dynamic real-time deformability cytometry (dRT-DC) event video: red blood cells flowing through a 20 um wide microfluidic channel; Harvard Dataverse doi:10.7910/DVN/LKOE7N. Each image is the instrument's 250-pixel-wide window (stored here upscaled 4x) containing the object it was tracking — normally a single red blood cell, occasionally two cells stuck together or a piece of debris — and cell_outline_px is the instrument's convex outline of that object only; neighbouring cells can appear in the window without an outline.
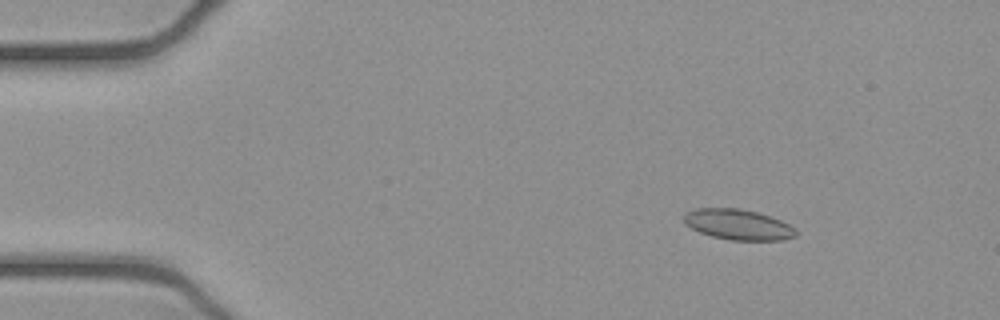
{"species": "common noctule bat (a hibernating species)", "species_latin": "Nyctalus noctula", "temperature_condition": "cold", "stored_images_in_passage": 52, "camera_frame_rate_fps": 3000, "um_per_image_px": 0.085, "animal": {"sex": "female", "body_mass_g": 21.9}, "frame": {"image": 1, "passage_image": 7, "time_ms": 2.0, "image_size_px": [1000, 320], "cell_outline_px": [[796, 236], [784, 240], [732, 240], [712, 236], [700, 232], [684, 224], [684, 212], [692, 208], [740, 208], [756, 212], [780, 220], [796, 228]], "centroid_in_image_um": [62.71, 19.08], "position_along_channel_um": 22.3, "area_um2": 19.94}}
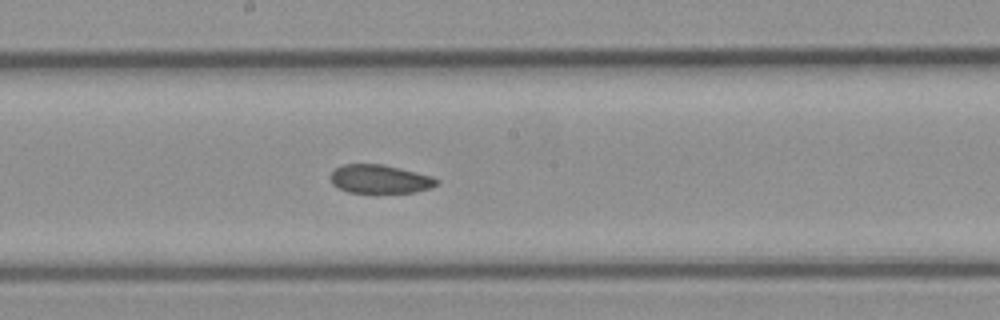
{"frame": {"image": 2, "passage_image": 28, "time_ms": 9.0, "image_size_px": [1000, 320], "cell_outline_px": [[440, 180], [432, 188], [416, 192], [348, 192], [332, 184], [332, 172], [336, 168], [344, 164], [380, 164], [400, 168], [432, 176]], "centroid_in_image_um": [32.33, 15.22], "position_along_channel_um": 215.9, "area_um2": 17.46}}
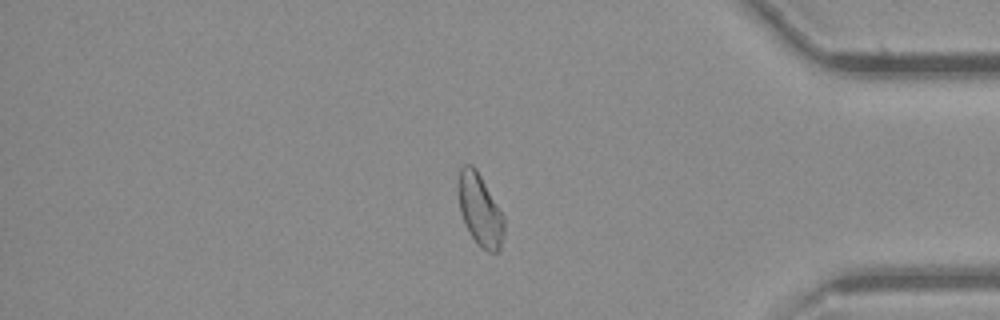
{"frame": {"image": 3, "passage_image": 44, "time_ms": 14.333, "image_size_px": [1000, 320], "cell_outline_px": [[504, 236], [500, 248], [496, 252], [488, 252], [480, 248], [476, 244], [460, 212], [460, 168], [464, 164], [472, 164], [476, 168], [504, 216]], "centroid_in_image_um": [40.84, 17.89], "position_along_channel_um": 394.4, "area_um2": 18.79}, "authors_computed_cell_mechanics": {"area_um2": 19.5653, "velocity_mm_per_s": 3.8899, "shape_relaxation_time_tau1_ms": null, "shape_relaxation_time_tau2_ms": 3.6602, "deformation_change_tau1": null, "deformation_change_tau2": 0.0847}}